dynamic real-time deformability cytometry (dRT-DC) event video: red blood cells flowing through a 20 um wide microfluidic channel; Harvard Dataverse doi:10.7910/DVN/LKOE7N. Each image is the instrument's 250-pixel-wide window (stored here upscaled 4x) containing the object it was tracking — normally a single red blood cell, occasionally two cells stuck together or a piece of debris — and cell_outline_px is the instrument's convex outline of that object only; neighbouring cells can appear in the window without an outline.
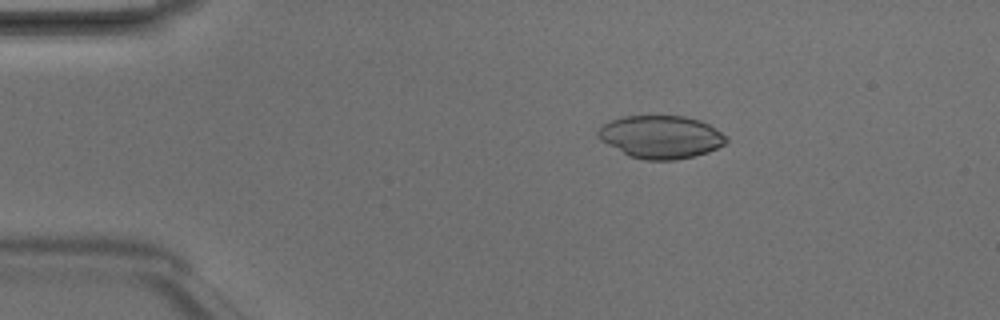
{"species": "Egyptian fruit bat (a non-hibernating species)", "species_latin": "Rousettus aegyptiacus", "temperature_condition": "room temperature", "stored_images_in_passage": 3, "camera_frame_rate_fps": 3000, "um_per_image_px": 0.085, "animal": {"sex": "male"}, "frame": {"image": 1, "passage_image": 1, "time_ms": 0.0, "image_size_px": [1000, 320], "cell_outline_px": [[728, 140], [724, 144], [708, 152], [676, 160], [644, 160], [628, 156], [600, 140], [596, 136], [596, 132], [604, 124], [620, 116], [684, 116], [700, 120], [716, 128], [728, 136]], "centroid_in_image_um": [56.17, 11.64], "position_along_channel_um": 28.8, "area_um2": 32.14}}